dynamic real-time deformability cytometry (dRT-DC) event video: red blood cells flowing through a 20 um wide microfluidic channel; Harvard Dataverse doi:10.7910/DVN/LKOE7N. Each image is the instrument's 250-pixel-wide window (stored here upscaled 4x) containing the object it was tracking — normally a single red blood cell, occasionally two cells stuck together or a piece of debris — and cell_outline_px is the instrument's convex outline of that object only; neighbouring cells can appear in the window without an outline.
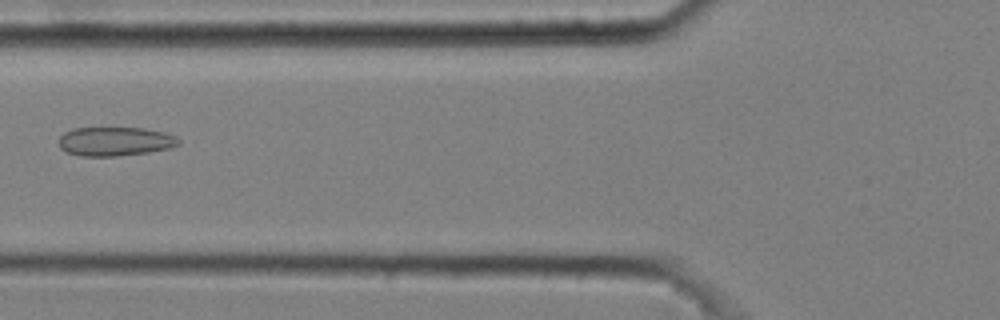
{"species": "common noctule bat (a hibernating species)", "species_latin": "Nyctalus noctula", "temperature_condition": "cold", "stored_images_in_passage": 8, "camera_frame_rate_fps": 3000, "um_per_image_px": 0.085, "animal": {"sex": "male", "body_mass_g": 20.4}, "frame": {"image": 1, "passage_image": 5, "time_ms": 1.333, "image_size_px": [1000, 320], "cell_outline_px": [[180, 144], [168, 148], [148, 152], [116, 156], [80, 156], [68, 152], [60, 148], [60, 136], [64, 132], [72, 128], [144, 128], [164, 132], [176, 136], [180, 140]], "centroid_in_image_um": [9.78, 12.01], "position_along_channel_um": 116.0, "area_um2": 20.17}}
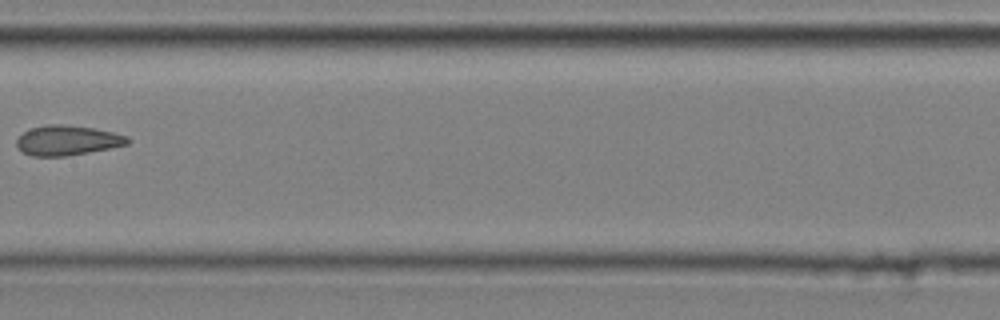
{"frame": {"image": 2, "passage_image": 7, "time_ms": 2.0, "image_size_px": [1000, 320], "cell_outline_px": [[132, 140], [128, 144], [88, 152], [64, 156], [32, 156], [24, 152], [16, 144], [16, 140], [24, 132], [32, 128], [48, 124], [60, 124], [92, 128], [112, 132], [128, 136]], "centroid_in_image_um": [5.74, 11.93], "position_along_channel_um": 201.7, "area_um2": 19.02}}
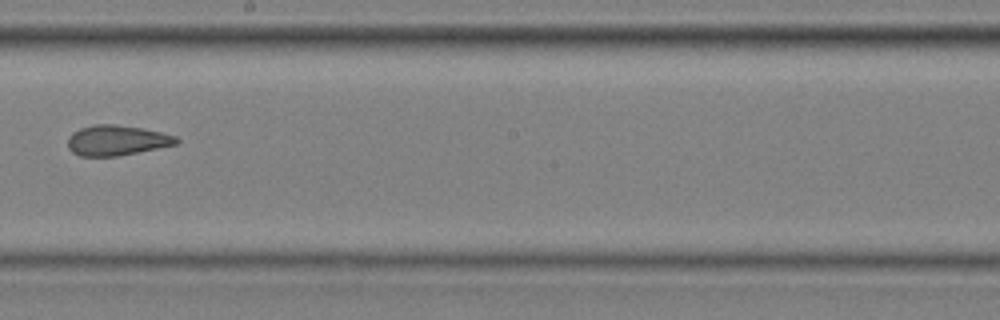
{"frame": {"image": 3, "passage_image": 8, "time_ms": 2.333, "image_size_px": [1000, 320], "cell_outline_px": [[180, 140], [176, 144], [120, 156], [80, 156], [72, 152], [68, 148], [68, 136], [72, 132], [80, 128], [96, 124], [116, 124], [144, 128], [176, 136]], "centroid_in_image_um": [9.9, 11.92], "position_along_channel_um": 238.3, "area_um2": 19.25}}